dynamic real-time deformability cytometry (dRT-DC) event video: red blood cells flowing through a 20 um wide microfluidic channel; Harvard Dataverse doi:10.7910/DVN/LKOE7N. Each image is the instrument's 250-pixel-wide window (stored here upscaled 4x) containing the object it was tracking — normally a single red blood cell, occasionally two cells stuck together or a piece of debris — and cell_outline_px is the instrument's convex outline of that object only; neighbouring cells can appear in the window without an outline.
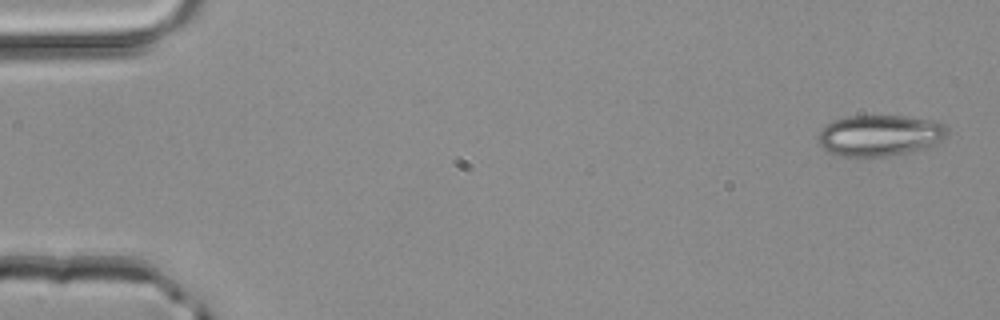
{"species": "common noctule bat (a hibernating species)", "species_latin": "Nyctalus noctula", "temperature_condition": "room temperature", "stored_images_in_passage": 4, "camera_frame_rate_fps": 3000, "um_per_image_px": 0.085, "animal": {"sex": "male", "body_mass_g": 20.4}, "frame": {"image": 1, "passage_image": 1, "time_ms": 0.0, "image_size_px": [1000, 320], "cell_outline_px": [[948, 132], [940, 140], [924, 148], [884, 156], [844, 156], [828, 152], [820, 144], [820, 132], [824, 124], [832, 120], [848, 116], [904, 116], [928, 120], [944, 124], [948, 128]], "centroid_in_image_um": [74.74, 11.49], "position_along_channel_um": 10.3, "area_um2": 30.35}}